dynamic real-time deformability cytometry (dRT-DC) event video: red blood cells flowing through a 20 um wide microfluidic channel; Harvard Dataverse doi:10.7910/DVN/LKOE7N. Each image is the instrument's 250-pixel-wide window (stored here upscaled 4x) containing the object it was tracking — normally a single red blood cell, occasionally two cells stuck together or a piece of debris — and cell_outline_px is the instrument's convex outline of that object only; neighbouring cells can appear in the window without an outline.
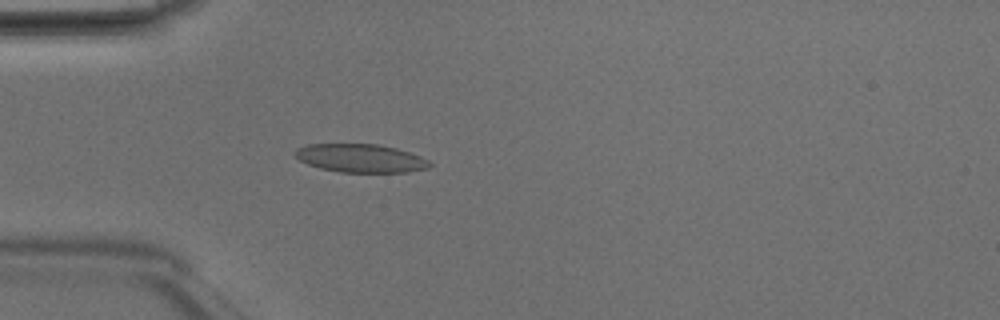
{"species": "Egyptian fruit bat (a non-hibernating species)", "species_latin": "Rousettus aegyptiacus", "temperature_condition": "room temperature", "stored_images_in_passage": 31, "camera_frame_rate_fps": 3000, "um_per_image_px": 0.085, "animal": {"sex": "male"}, "frame": {"image": 1, "passage_image": 1, "time_ms": 0.0, "image_size_px": [1000, 320], "cell_outline_px": [[432, 164], [428, 168], [408, 172], [340, 172], [320, 168], [308, 164], [300, 160], [296, 156], [296, 148], [308, 144], [376, 144], [396, 148], [420, 156], [428, 160]], "centroid_in_image_um": [30.66, 13.45], "position_along_channel_um": 54.3, "area_um2": 22.08}}
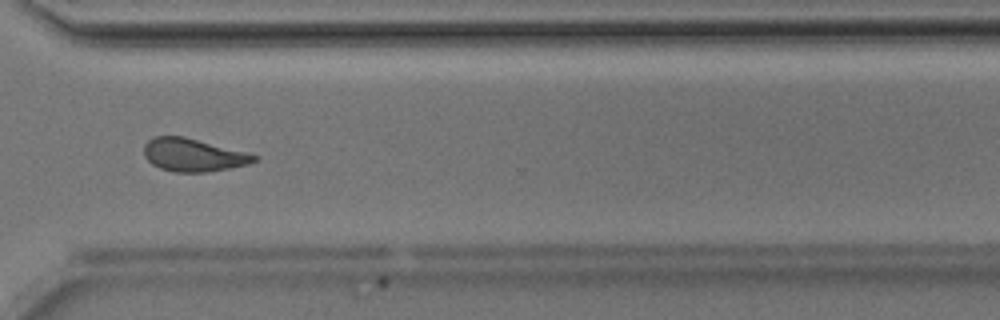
{"frame": {"image": 2, "passage_image": 23, "time_ms": 7.333, "image_size_px": [1000, 320], "cell_outline_px": [[260, 156], [256, 160], [248, 164], [208, 172], [172, 172], [160, 168], [152, 164], [144, 156], [144, 144], [152, 136], [184, 136], [248, 152]], "centroid_in_image_um": [16.42, 13.16], "position_along_channel_um": 354.2, "area_um2": 21.33}}
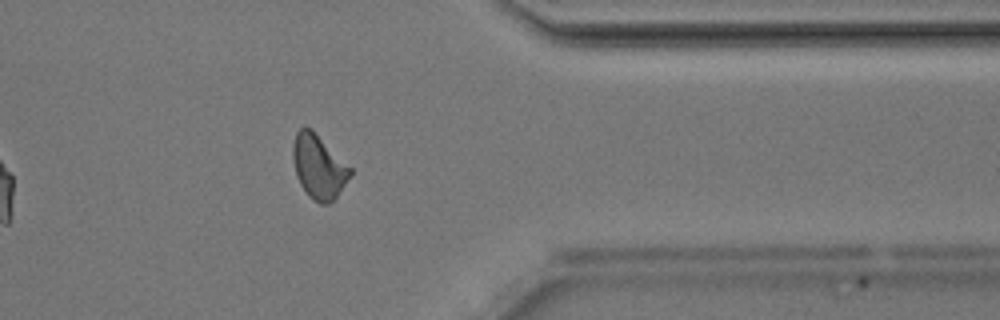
{"frame": {"image": 3, "passage_image": 26, "time_ms": 8.333, "image_size_px": [1000, 320], "cell_outline_px": [[352, 176], [336, 196], [328, 204], [320, 204], [312, 200], [308, 196], [300, 184], [296, 176], [292, 160], [292, 144], [296, 132], [300, 128], [312, 128], [352, 168]], "centroid_in_image_um": [27.08, 14.16], "position_along_channel_um": 384.3, "area_um2": 21.68}, "authors_computed_cell_mechanics": {"area_um2": 21.4438, "velocity_mm_per_s": 4.179, "shape_relaxation_time_tau1_ms": 4.2471, "shape_relaxation_time_tau2_ms": 2.553, "deformation_change_tau1": 0.1159, "deformation_change_tau2": 0.0989}}